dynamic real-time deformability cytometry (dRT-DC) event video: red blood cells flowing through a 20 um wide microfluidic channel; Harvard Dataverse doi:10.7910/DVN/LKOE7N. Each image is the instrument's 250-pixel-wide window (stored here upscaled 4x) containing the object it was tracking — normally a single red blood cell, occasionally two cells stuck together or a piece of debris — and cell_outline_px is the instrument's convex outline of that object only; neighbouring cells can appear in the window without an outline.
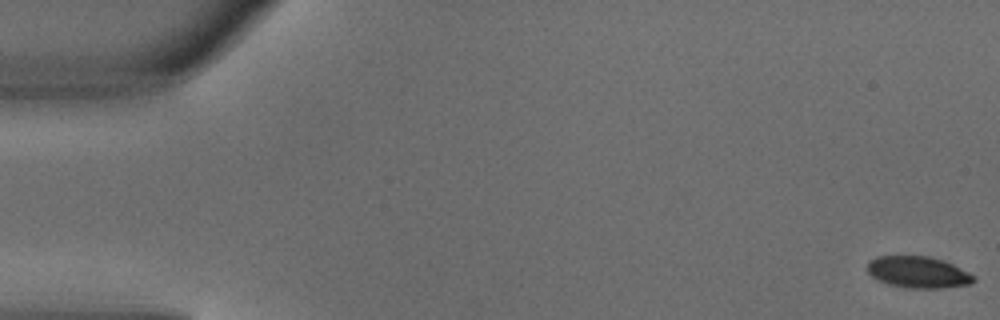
{"species": "common noctule bat (a hibernating species)", "species_latin": "Nyctalus noctula", "temperature_condition": "warm", "stored_images_in_passage": 5, "camera_frame_rate_fps": 3000, "um_per_image_px": 0.085, "animal": {"sex": "male", "body_mass_g": 18.8}, "frame": {"image": 1, "passage_image": 1, "time_ms": 0.0, "image_size_px": [1000, 320], "cell_outline_px": [[976, 280], [968, 284], [940, 288], [908, 288], [888, 284], [872, 276], [864, 268], [868, 260], [876, 256], [928, 256], [944, 260], [976, 276]], "centroid_in_image_um": [78.0, 23.12], "position_along_channel_um": 7.0, "area_um2": 19.65}}
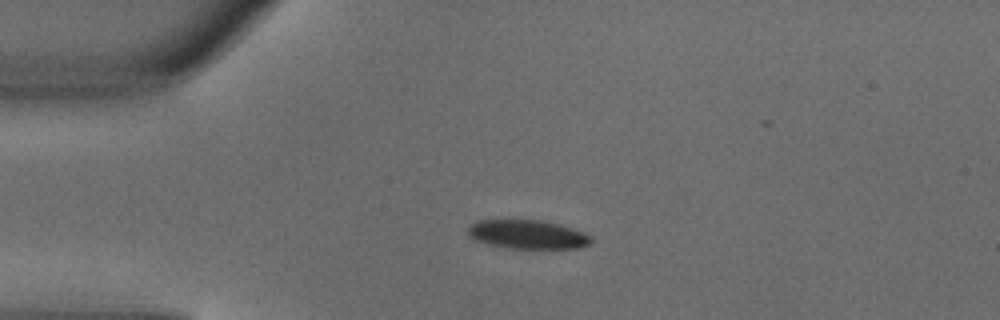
{"frame": {"image": 2, "passage_image": 4, "time_ms": 1.0, "image_size_px": [1000, 320], "cell_outline_px": [[592, 240], [588, 244], [576, 248], [504, 248], [484, 244], [468, 236], [468, 228], [476, 220], [540, 220], [560, 224], [584, 232], [592, 236]], "centroid_in_image_um": [44.81, 19.93], "position_along_channel_um": 40.2, "area_um2": 20.81}}